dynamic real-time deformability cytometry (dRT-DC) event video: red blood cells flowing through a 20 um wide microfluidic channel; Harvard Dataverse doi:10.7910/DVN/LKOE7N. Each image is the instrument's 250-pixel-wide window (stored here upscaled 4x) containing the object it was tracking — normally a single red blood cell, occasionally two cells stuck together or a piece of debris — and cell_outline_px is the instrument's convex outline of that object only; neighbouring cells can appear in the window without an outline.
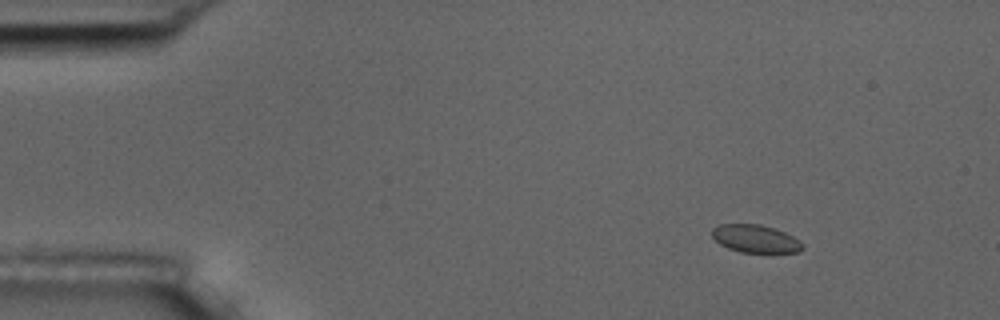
{"species": "common noctule bat (a hibernating species)", "species_latin": "Nyctalus noctula", "temperature_condition": "room temperature", "stored_images_in_passage": 8, "camera_frame_rate_fps": 3000, "um_per_image_px": 0.085, "animal": {"sex": "male", "body_mass_g": 17.5, "forearm_length_mm": 52.3}, "frame": {"image": 1, "passage_image": 2, "time_ms": 1.0, "image_size_px": [1000, 320], "cell_outline_px": [[804, 248], [800, 252], [740, 252], [728, 248], [720, 244], [712, 236], [712, 228], [720, 224], [760, 224], [776, 228], [800, 240], [804, 244]], "centroid_in_image_um": [64.24, 20.28], "position_along_channel_um": 20.8, "area_um2": 14.74}}
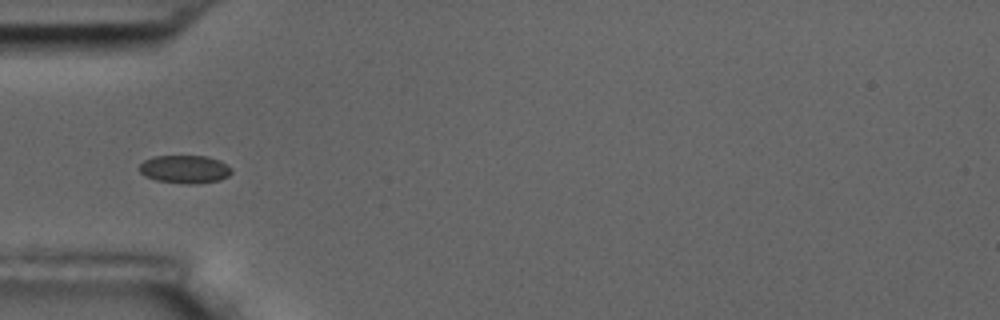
{"frame": {"image": 2, "passage_image": 5, "time_ms": 4.667, "image_size_px": [1000, 320], "cell_outline_px": [[232, 172], [228, 176], [220, 180], [196, 184], [188, 184], [156, 180], [144, 176], [136, 168], [144, 160], [152, 156], [208, 156], [220, 160], [232, 168]], "centroid_in_image_um": [15.69, 14.38], "position_along_channel_um": 69.3, "area_um2": 15.32}}
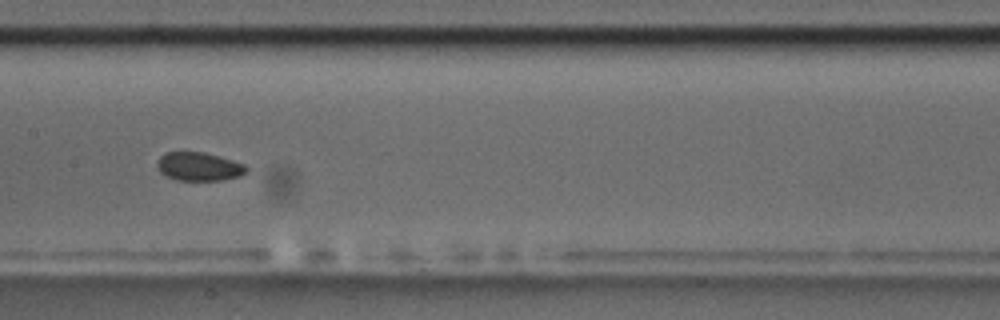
{"frame": {"image": 3, "passage_image": 8, "time_ms": 8.0, "image_size_px": [1000, 320], "cell_outline_px": [[248, 172], [240, 176], [220, 180], [176, 180], [164, 176], [160, 172], [156, 164], [160, 156], [164, 152], [204, 152], [220, 156], [244, 164], [248, 168]], "centroid_in_image_um": [16.9, 14.15], "position_along_channel_um": 190.5, "area_um2": 14.97}}